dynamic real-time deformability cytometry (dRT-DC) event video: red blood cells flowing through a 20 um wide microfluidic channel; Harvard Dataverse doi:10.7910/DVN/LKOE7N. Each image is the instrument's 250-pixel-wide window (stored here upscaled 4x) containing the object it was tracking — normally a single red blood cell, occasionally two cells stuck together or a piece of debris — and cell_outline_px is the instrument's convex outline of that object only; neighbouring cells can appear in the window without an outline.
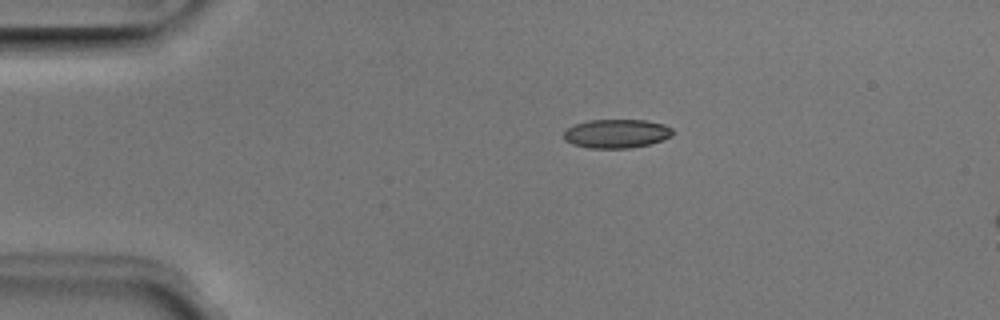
{"species": "Egyptian fruit bat (a non-hibernating species)", "species_latin": "Rousettus aegyptiacus", "temperature_condition": "room temperature", "stored_images_in_passage": 7, "camera_frame_rate_fps": 3000, "um_per_image_px": 0.085, "animal": {"sex": "male"}, "frame": {"image": 1, "passage_image": 1, "time_ms": 0.0, "image_size_px": [1000, 320], "cell_outline_px": [[672, 136], [648, 144], [632, 148], [588, 148], [572, 144], [564, 140], [564, 132], [568, 128], [576, 124], [588, 120], [648, 120], [664, 124], [672, 128]], "centroid_in_image_um": [52.4, 11.35], "position_along_channel_um": 32.6, "area_um2": 18.26}}